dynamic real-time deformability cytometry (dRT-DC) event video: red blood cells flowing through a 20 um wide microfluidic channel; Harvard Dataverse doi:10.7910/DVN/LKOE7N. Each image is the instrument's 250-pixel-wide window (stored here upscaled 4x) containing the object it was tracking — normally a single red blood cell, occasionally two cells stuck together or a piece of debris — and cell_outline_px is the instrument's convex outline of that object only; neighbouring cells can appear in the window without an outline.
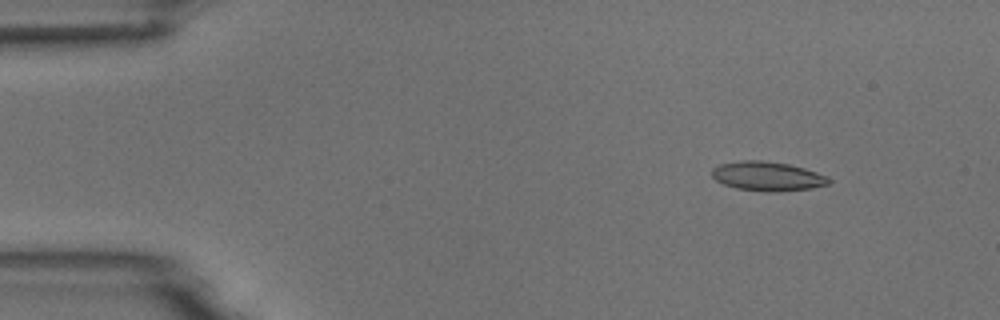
{"species": "common noctule bat (a hibernating species)", "species_latin": "Nyctalus noctula", "temperature_condition": "room temperature", "stored_images_in_passage": 7, "camera_frame_rate_fps": 3000, "um_per_image_px": 0.085, "animal": {"sex": "male", "body_mass_g": 18.8}, "frame": {"image": 1, "passage_image": 2, "time_ms": 1.0, "image_size_px": [1000, 320], "cell_outline_px": [[832, 180], [828, 184], [812, 188], [772, 192], [768, 192], [736, 188], [724, 184], [716, 180], [712, 176], [712, 168], [720, 164], [744, 160], [760, 160], [788, 164], [804, 168], [828, 176]], "centroid_in_image_um": [65.24, 14.98], "position_along_channel_um": 19.8, "area_um2": 19.83}}
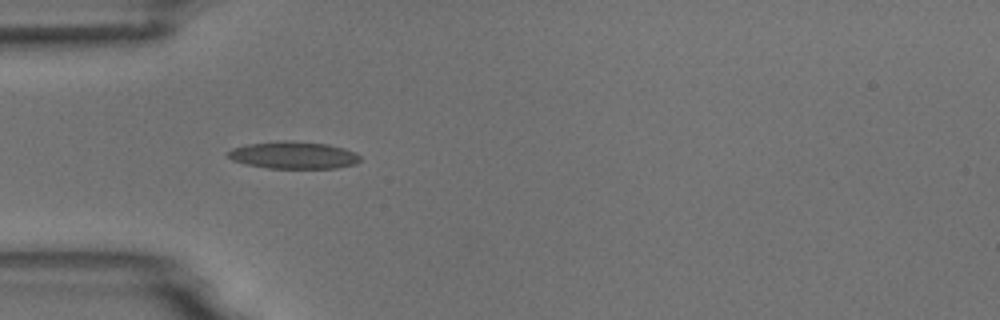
{"frame": {"image": 2, "passage_image": 5, "time_ms": 4.333, "image_size_px": [1000, 320], "cell_outline_px": [[360, 160], [356, 164], [336, 168], [268, 168], [244, 164], [232, 160], [228, 156], [228, 152], [232, 148], [248, 144], [284, 140], [292, 140], [328, 144], [344, 148], [356, 152], [360, 156]], "centroid_in_image_um": [24.96, 13.18], "position_along_channel_um": 60.0, "area_um2": 21.1}}